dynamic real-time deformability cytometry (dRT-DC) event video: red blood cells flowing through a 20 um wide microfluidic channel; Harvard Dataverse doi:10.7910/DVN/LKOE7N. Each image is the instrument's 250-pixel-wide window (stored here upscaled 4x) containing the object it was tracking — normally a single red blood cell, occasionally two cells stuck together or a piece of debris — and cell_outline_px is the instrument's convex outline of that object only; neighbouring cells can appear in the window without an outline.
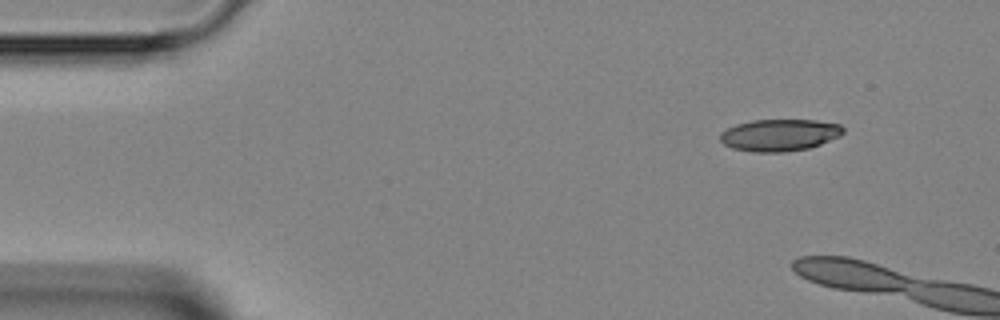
{"species": "Egyptian fruit bat (a non-hibernating species)", "species_latin": "Rousettus aegyptiacus", "temperature_condition": "room temperature", "stored_images_in_passage": 17, "camera_frame_rate_fps": 3000, "um_per_image_px": 0.085, "animal": {"sex": "female"}, "frame": {"image": 1, "passage_image": 1, "time_ms": 0.0, "image_size_px": [1000, 320], "cell_outline_px": [[844, 132], [840, 136], [820, 144], [808, 148], [784, 152], [752, 152], [732, 148], [724, 144], [720, 140], [720, 132], [736, 124], [752, 120], [816, 120], [840, 124], [844, 128]], "centroid_in_image_um": [66.25, 11.48], "position_along_channel_um": 18.7, "area_um2": 22.95}}